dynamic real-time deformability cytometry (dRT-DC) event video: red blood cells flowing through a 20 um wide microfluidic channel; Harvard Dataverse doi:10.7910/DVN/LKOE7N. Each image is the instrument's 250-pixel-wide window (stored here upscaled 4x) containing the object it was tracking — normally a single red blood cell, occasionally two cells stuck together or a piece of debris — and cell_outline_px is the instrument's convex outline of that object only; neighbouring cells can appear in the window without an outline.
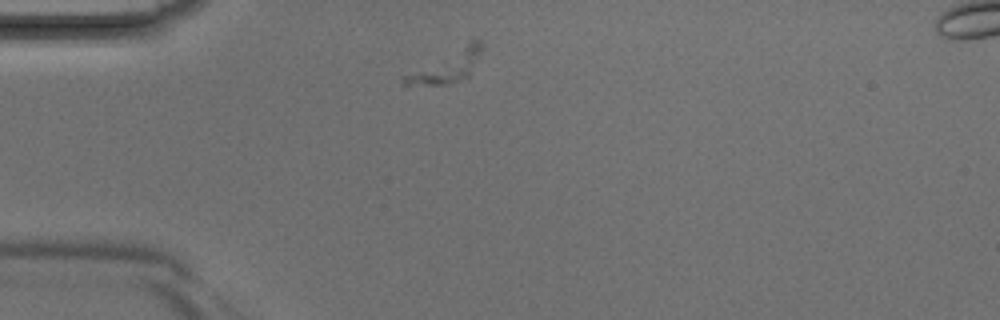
{"species": "Egyptian fruit bat (a non-hibernating species)", "species_latin": "Rousettus aegyptiacus", "temperature_condition": "room temperature", "stored_images_in_passage": 2, "camera_frame_rate_fps": 3000, "um_per_image_px": 0.085, "animal": {"sex": "male"}, "frame": {"image": 1, "passage_image": 1, "time_ms": 0.0, "image_size_px": [1000, 320], "cell_outline_px": [[484, 48], [468, 76], [444, 84], [404, 84], [404, 76], [472, 40], [484, 40]], "centroid_in_image_um": [38.1, 5.59], "position_along_channel_um": 46.9, "area_um2": 13.35}}